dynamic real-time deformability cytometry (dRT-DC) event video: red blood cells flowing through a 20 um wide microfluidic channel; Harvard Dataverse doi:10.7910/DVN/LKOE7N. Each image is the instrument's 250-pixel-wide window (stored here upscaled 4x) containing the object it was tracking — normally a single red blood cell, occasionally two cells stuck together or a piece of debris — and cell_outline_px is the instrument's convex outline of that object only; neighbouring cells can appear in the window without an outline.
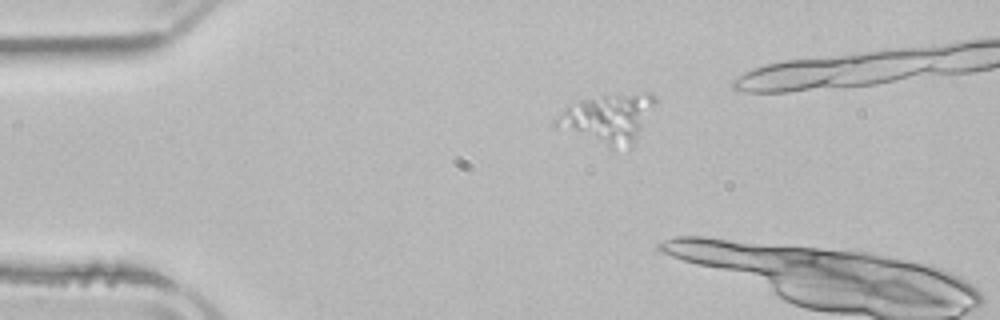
{"species": "common noctule bat (a hibernating species)", "species_latin": "Nyctalus noctula", "temperature_condition": "room temperature", "stored_images_in_passage": 3, "segment_of_instrument_passage": [2, 2], "camera_frame_rate_fps": 3000, "um_per_image_px": 0.085, "animal": {"sex": "male", "body_mass_g": 21.5, "forearm_length_mm": 52.0}, "frame": {"image": 1, "passage_image": 3, "time_ms": 3.0, "image_size_px": [1000, 320], "cell_outline_px": [[656, 100], [632, 148], [612, 148], [556, 128], [552, 124], [552, 120], [568, 104], [580, 100], [604, 96], [644, 92], [652, 92], [656, 96]], "centroid_in_image_um": [51.64, 10.07], "position_along_channel_um": 33.4, "area_um2": 28.38}}